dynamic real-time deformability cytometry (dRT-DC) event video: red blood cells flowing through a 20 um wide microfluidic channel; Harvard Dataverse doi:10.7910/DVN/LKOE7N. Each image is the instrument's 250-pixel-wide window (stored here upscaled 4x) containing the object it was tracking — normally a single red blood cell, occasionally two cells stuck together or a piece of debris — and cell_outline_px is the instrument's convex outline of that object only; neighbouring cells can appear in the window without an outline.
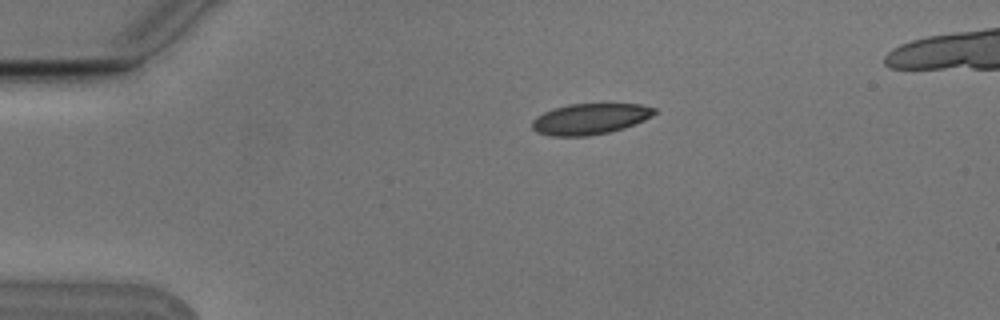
{"species": "Egyptian fruit bat (a non-hibernating species)", "species_latin": "Rousettus aegyptiacus", "temperature_condition": "cold", "stored_images_in_passage": 4, "camera_frame_rate_fps": 3000, "um_per_image_px": 0.085, "animal": {"sex": "male"}, "frame": {"image": 1, "passage_image": 1, "time_ms": 0.0, "image_size_px": [1000, 320], "cell_outline_px": [[656, 112], [652, 116], [644, 120], [624, 128], [608, 132], [588, 136], [552, 136], [536, 132], [532, 128], [532, 120], [536, 116], [544, 112], [568, 104], [640, 104], [656, 108]], "centroid_in_image_um": [50.14, 10.11], "position_along_channel_um": 34.9, "area_um2": 21.96}}